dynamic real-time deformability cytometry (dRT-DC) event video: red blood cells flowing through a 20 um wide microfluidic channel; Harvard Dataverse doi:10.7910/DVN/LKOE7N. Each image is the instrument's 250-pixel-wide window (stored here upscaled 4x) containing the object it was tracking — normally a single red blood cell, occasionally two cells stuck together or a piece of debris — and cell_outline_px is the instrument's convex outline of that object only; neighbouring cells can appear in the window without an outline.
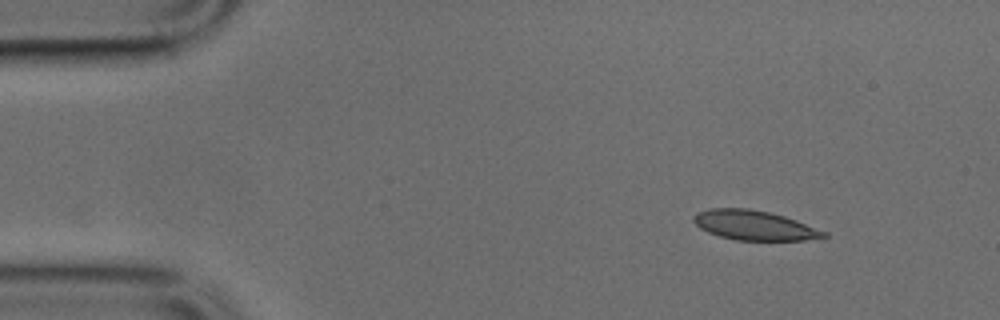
{"species": "common noctule bat (a hibernating species)", "species_latin": "Nyctalus noctula", "temperature_condition": "cold", "stored_images_in_passage": 33, "camera_frame_rate_fps": 3000, "um_per_image_px": 0.085, "animal": {"sex": "male", "body_mass_g": 17.9, "forearm_length_mm": 54.2}, "frame": {"image": 1, "passage_image": 1, "time_ms": 0.0, "image_size_px": [1000, 320], "cell_outline_px": [[828, 236], [804, 240], [736, 240], [720, 236], [708, 232], [700, 228], [692, 220], [692, 216], [696, 212], [708, 208], [748, 208], [768, 212], [784, 216], [796, 220], [828, 232]], "centroid_in_image_um": [64.08, 19.14], "position_along_channel_um": 20.9, "area_um2": 22.48}}
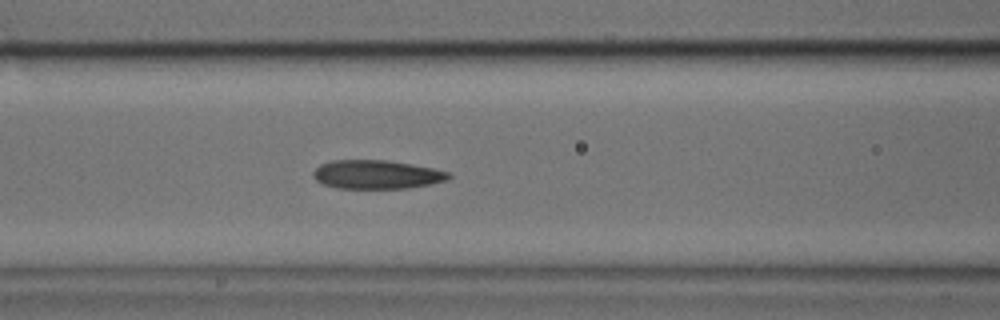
{"frame": {"image": 2, "passage_image": 15, "time_ms": 4.667, "image_size_px": [1000, 320], "cell_outline_px": [[452, 176], [448, 180], [408, 188], [336, 188], [324, 184], [316, 180], [312, 176], [312, 172], [320, 164], [332, 160], [388, 160], [412, 164], [452, 172]], "centroid_in_image_um": [32.02, 14.82], "position_along_channel_um": 134.6, "area_um2": 22.77}}
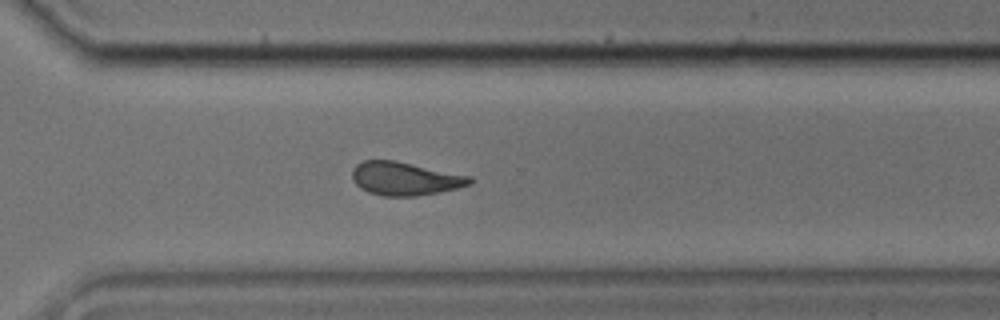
{"frame": {"image": 3, "passage_image": 30, "time_ms": 9.667, "image_size_px": [1000, 320], "cell_outline_px": [[476, 180], [472, 184], [456, 188], [416, 196], [384, 196], [368, 192], [360, 188], [352, 180], [352, 168], [356, 164], [364, 160], [396, 160], [472, 176]], "centroid_in_image_um": [34.43, 15.17], "position_along_channel_um": 336.2, "area_um2": 23.06}}